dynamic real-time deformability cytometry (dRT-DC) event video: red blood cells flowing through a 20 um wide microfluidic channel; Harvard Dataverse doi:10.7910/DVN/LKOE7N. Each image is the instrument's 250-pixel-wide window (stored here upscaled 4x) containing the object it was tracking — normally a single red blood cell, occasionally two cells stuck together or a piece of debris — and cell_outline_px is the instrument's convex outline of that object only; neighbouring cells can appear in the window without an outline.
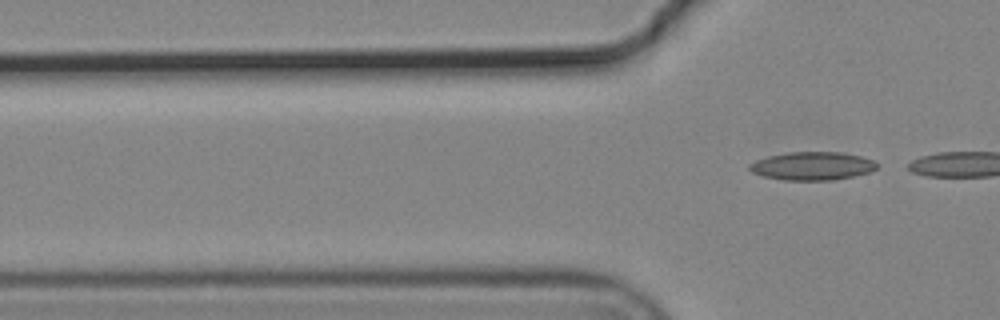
{"species": "common noctule bat (a hibernating species)", "species_latin": "Nyctalus noctula", "temperature_condition": "cold", "stored_images_in_passage": 9, "camera_frame_rate_fps": 3000, "um_per_image_px": 0.085, "animal": {"sex": "male", "body_mass_g": 19.2, "forearm_length_mm": 51.8}, "frame": {"image": 1, "passage_image": 9, "time_ms": 2.667, "image_size_px": [1000, 320], "cell_outline_px": [[876, 168], [868, 172], [852, 176], [832, 180], [784, 180], [764, 176], [752, 172], [748, 168], [748, 164], [756, 160], [768, 156], [788, 152], [840, 152], [860, 156], [872, 160], [876, 164]], "centroid_in_image_um": [68.99, 14.1], "position_along_channel_um": 56.8, "area_um2": 20.75}}